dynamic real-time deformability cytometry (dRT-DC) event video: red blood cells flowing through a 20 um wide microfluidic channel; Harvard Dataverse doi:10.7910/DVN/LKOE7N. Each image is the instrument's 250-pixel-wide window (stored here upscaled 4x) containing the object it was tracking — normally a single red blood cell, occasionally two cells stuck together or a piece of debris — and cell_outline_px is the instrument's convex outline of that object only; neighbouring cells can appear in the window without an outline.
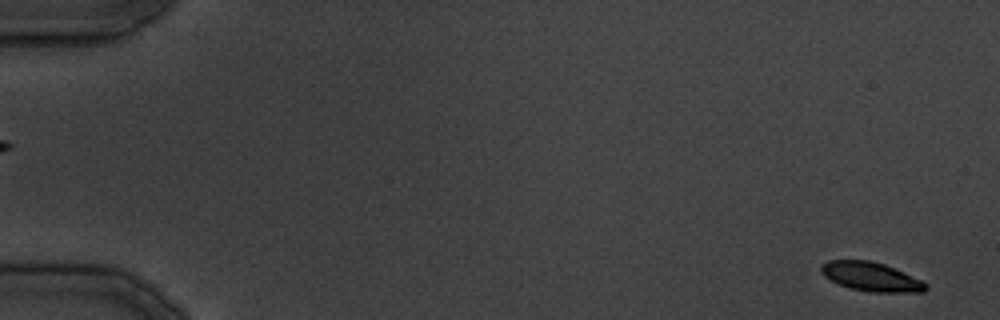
{"species": "common noctule bat (a hibernating species)", "species_latin": "Nyctalus noctula", "temperature_condition": "cold", "stored_images_in_passage": 15, "camera_frame_rate_fps": 3000, "um_per_image_px": 0.085, "animal": {"sex": "male", "body_mass_g": 19.5, "forearm_length_mm": 54.6}, "frame": {"image": 1, "passage_image": 1, "time_ms": 0.0, "image_size_px": [1000, 320], "cell_outline_px": [[928, 288], [924, 292], [868, 292], [848, 288], [824, 276], [820, 272], [820, 264], [828, 260], [868, 260], [884, 264], [924, 280], [928, 284]], "centroid_in_image_um": [74.06, 23.52], "position_along_channel_um": 10.9, "area_um2": 17.92}}
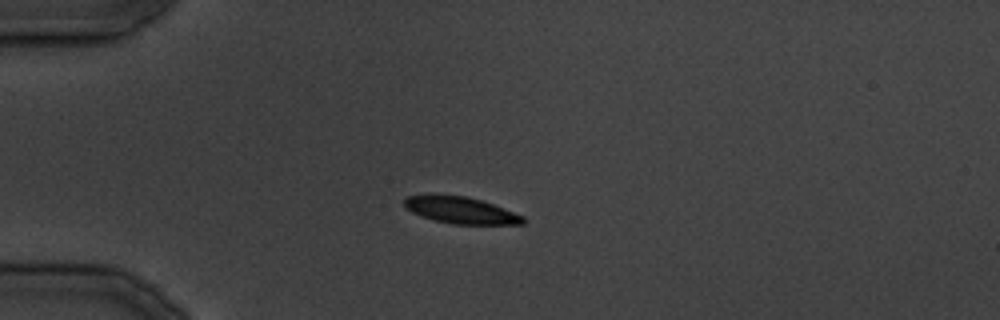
{"frame": {"image": 2, "passage_image": 9, "time_ms": 10.0, "image_size_px": [1000, 320], "cell_outline_px": [[524, 224], [452, 224], [436, 220], [412, 212], [404, 208], [404, 200], [408, 196], [468, 196], [492, 204], [524, 216]], "centroid_in_image_um": [39.2, 17.89], "position_along_channel_um": 45.8, "area_um2": 17.86}}
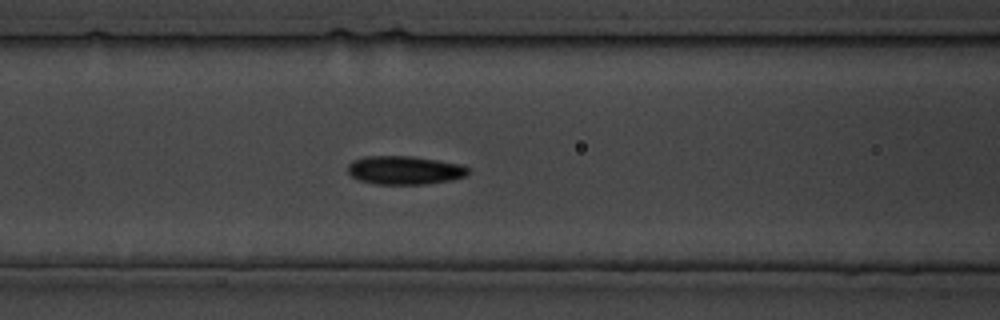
{"frame": {"image": 3, "passage_image": 15, "time_ms": 17.0, "image_size_px": [1000, 320], "cell_outline_px": [[468, 172], [464, 176], [452, 180], [424, 184], [376, 184], [356, 180], [348, 172], [348, 164], [352, 160], [364, 156], [412, 156], [460, 164], [468, 168]], "centroid_in_image_um": [34.33, 14.46], "position_along_channel_um": 132.3, "area_um2": 20.0}}